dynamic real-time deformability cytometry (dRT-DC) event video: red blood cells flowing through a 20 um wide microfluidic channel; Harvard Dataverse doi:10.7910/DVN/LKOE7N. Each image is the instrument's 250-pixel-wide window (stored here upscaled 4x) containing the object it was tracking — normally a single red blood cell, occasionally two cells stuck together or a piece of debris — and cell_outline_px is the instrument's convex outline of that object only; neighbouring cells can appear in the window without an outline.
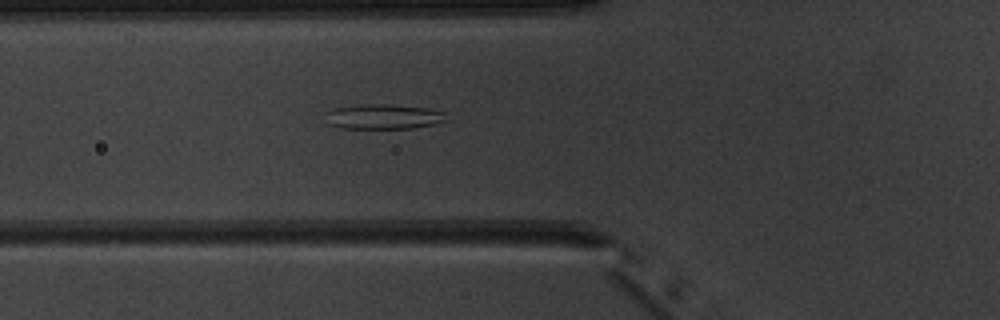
{"species": "common noctule bat (a hibernating species)", "species_latin": "Nyctalus noctula", "temperature_condition": "warm", "stored_images_in_passage": 5, "camera_frame_rate_fps": 3000, "um_per_image_px": 0.085, "animal": {"sex": "male", "body_mass_g": 20.1, "forearm_length_mm": 53.5}, "frame": {"image": 1, "passage_image": 5, "time_ms": 4.667, "image_size_px": [1000, 320], "cell_outline_px": [[448, 112], [444, 120], [432, 124], [412, 128], [340, 128], [328, 124], [324, 112], [332, 108], [368, 104], [384, 104], [424, 108]], "centroid_in_image_um": [32.52, 9.91], "position_along_channel_um": 93.3, "area_um2": 17.4}}